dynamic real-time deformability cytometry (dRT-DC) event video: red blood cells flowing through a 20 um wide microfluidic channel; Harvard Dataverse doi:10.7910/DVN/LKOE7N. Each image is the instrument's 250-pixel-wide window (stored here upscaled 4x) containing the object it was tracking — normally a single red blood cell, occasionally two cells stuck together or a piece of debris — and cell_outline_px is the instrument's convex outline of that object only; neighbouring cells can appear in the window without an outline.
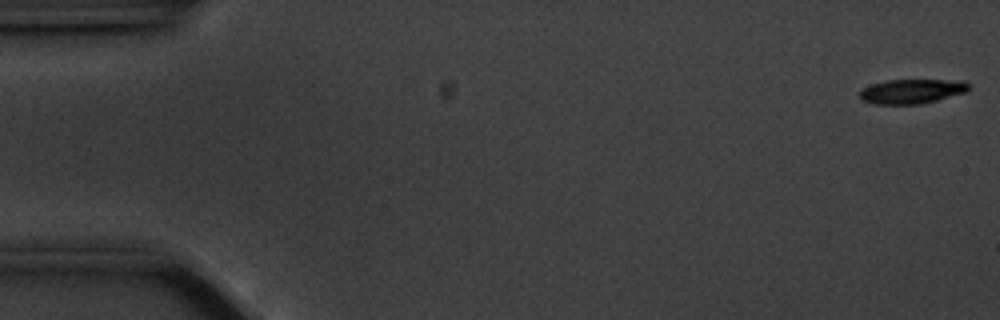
{"species": "common noctule bat (a hibernating species)", "species_latin": "Nyctalus noctula", "temperature_condition": "cold", "stored_images_in_passage": 55, "camera_frame_rate_fps": 3000, "um_per_image_px": 0.085, "animal": {"sex": "male", "body_mass_g": 20.1, "forearm_length_mm": 53.5}, "frame": {"image": 1, "passage_image": 1, "time_ms": 0.0, "image_size_px": [1000, 320], "cell_outline_px": [[968, 92], [920, 104], [872, 104], [860, 100], [860, 92], [864, 88], [872, 84], [888, 80], [964, 80], [968, 84]], "centroid_in_image_um": [77.51, 7.76], "position_along_channel_um": 7.5, "area_um2": 15.55}}
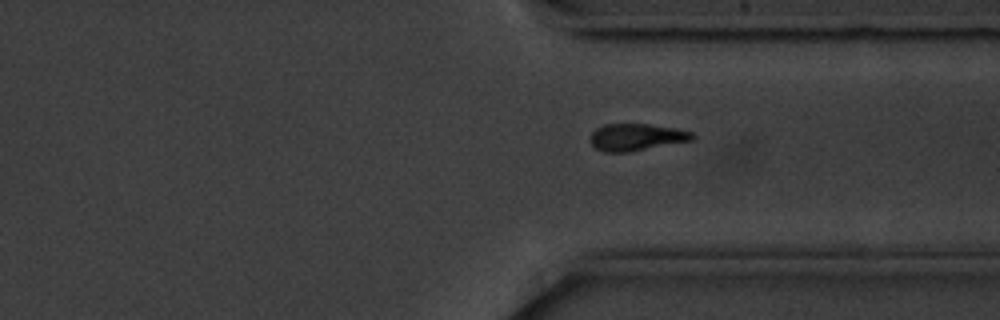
{"frame": {"image": 2, "passage_image": 42, "time_ms": 13.667, "image_size_px": [1000, 320], "cell_outline_px": [[696, 136], [692, 140], [628, 152], [604, 152], [596, 148], [588, 140], [592, 132], [596, 128], [604, 124], [648, 124], [676, 128], [692, 132]], "centroid_in_image_um": [54.06, 11.65], "position_along_channel_um": 357.3, "area_um2": 16.07}}
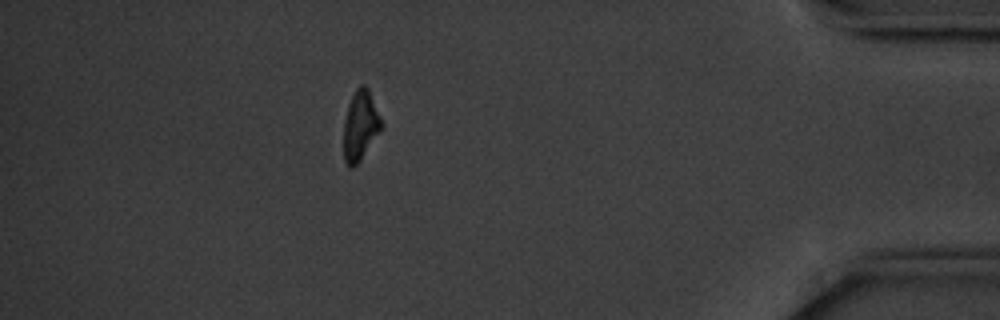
{"frame": {"image": 3, "passage_image": 50, "time_ms": 16.333, "image_size_px": [1000, 320], "cell_outline_px": [[380, 132], [360, 160], [352, 168], [344, 160], [344, 120], [348, 104], [356, 88], [360, 84], [364, 84], [368, 88], [380, 116]], "centroid_in_image_um": [30.61, 10.64], "position_along_channel_um": 404.6, "area_um2": 15.03}}